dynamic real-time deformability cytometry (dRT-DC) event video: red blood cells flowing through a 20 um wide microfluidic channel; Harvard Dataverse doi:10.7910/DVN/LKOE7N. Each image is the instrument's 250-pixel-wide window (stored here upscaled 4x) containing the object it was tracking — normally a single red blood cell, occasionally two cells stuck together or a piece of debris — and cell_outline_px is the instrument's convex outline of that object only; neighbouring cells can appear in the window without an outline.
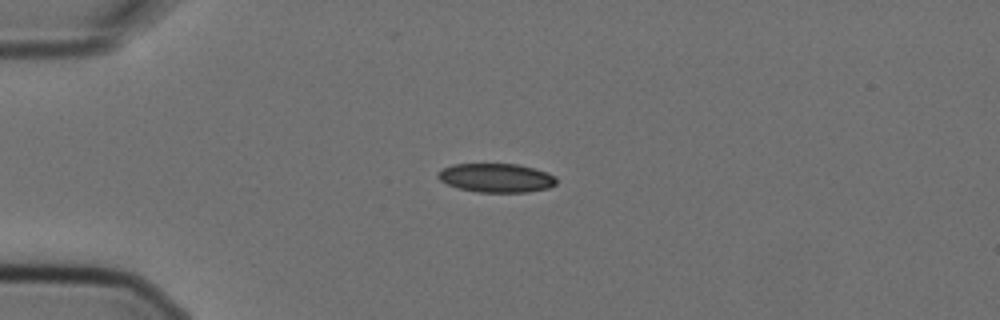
{"species": "Egyptian fruit bat (a non-hibernating species)", "species_latin": "Rousettus aegyptiacus", "temperature_condition": "cold", "stored_images_in_passage": 2, "camera_frame_rate_fps": 3000, "um_per_image_px": 0.085, "animal": {"sex": "female"}, "frame": {"image": 1, "passage_image": 1, "time_ms": 0.0, "image_size_px": [1000, 320], "cell_outline_px": [[556, 184], [548, 188], [528, 192], [480, 192], [460, 188], [448, 184], [440, 180], [436, 176], [436, 172], [440, 168], [452, 164], [516, 164], [532, 168], [556, 176]], "centroid_in_image_um": [42.14, 15.11], "position_along_channel_um": 42.9, "area_um2": 19.88}}